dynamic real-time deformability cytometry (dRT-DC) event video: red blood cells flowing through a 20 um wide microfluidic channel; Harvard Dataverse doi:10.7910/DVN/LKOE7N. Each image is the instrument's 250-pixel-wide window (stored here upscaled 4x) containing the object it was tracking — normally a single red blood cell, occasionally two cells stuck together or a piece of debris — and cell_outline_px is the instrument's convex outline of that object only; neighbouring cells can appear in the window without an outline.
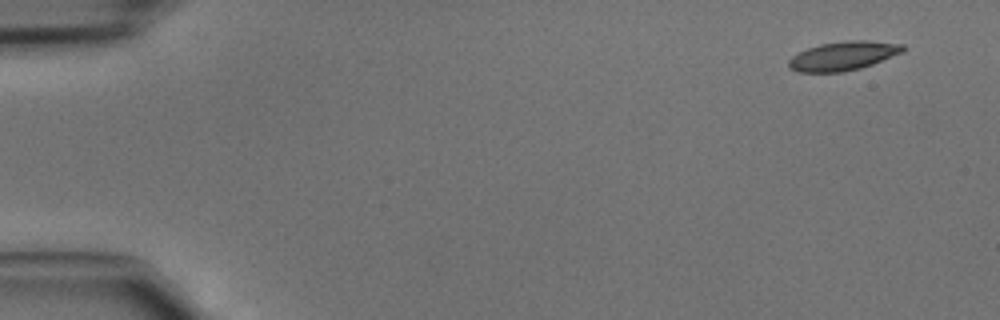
{"species": "common noctule bat (a hibernating species)", "species_latin": "Nyctalus noctula", "temperature_condition": "cold", "stored_images_in_passage": 44, "camera_frame_rate_fps": 3000, "um_per_image_px": 0.085, "animal": {"sex": "male", "body_mass_g": 15.6}, "frame": {"image": 1, "passage_image": 1, "time_ms": 0.0, "image_size_px": [1000, 320], "cell_outline_px": [[908, 48], [904, 52], [872, 64], [860, 68], [840, 72], [796, 72], [788, 68], [788, 60], [792, 56], [808, 48], [820, 44], [848, 40], [868, 40], [904, 44]], "centroid_in_image_um": [71.7, 4.74], "position_along_channel_um": 13.3, "area_um2": 19.42}}
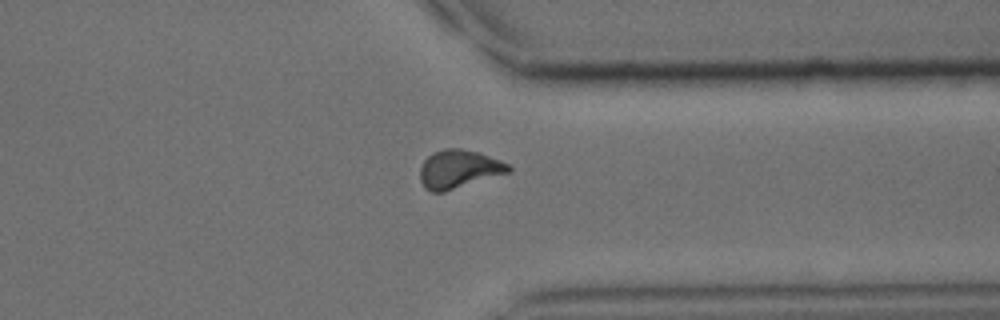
{"frame": {"image": 2, "passage_image": 34, "time_ms": 11.0, "image_size_px": [1000, 320], "cell_outline_px": [[512, 172], [444, 192], [432, 192], [424, 188], [420, 180], [420, 168], [424, 160], [432, 152], [444, 148], [460, 148], [480, 152], [500, 160], [508, 164], [512, 168]], "centroid_in_image_um": [39.01, 14.37], "position_along_channel_um": 372.4, "area_um2": 20.11}}
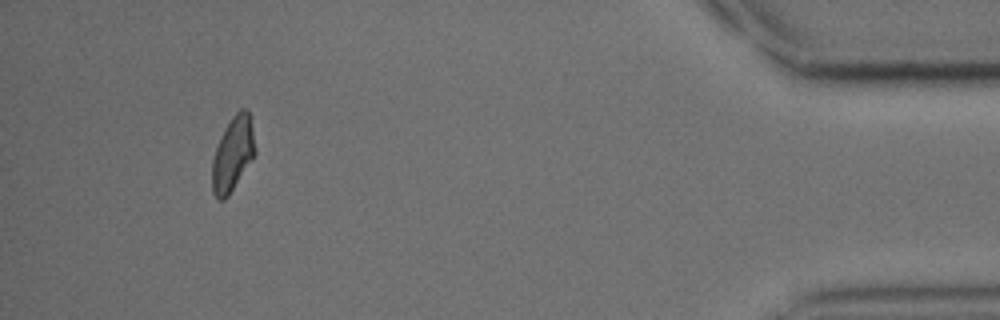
{"frame": {"image": 3, "passage_image": 41, "time_ms": 13.333, "image_size_px": [1000, 320], "cell_outline_px": [[256, 152], [252, 160], [228, 196], [224, 200], [216, 200], [212, 192], [212, 160], [216, 148], [224, 128], [232, 116], [240, 108], [244, 108], [248, 112], [252, 128], [256, 148]], "centroid_in_image_um": [19.78, 13.11], "position_along_channel_um": 415.4, "area_um2": 18.61}}